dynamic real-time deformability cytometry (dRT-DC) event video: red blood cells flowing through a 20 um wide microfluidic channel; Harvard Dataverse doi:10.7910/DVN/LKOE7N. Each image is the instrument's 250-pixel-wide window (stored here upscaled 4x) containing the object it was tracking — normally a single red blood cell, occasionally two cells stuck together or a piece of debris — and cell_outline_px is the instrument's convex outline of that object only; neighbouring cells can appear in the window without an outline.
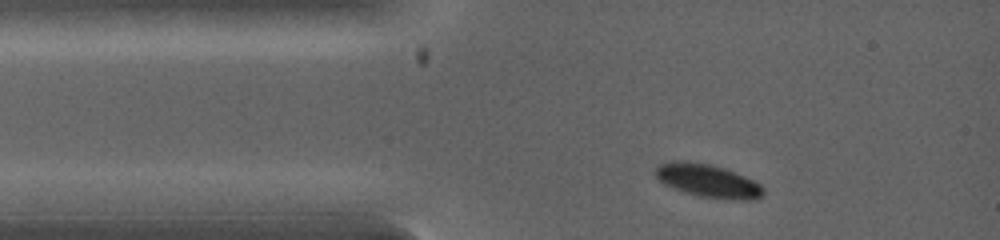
{"species": "common noctule bat (a hibernating species)", "species_latin": "Nyctalus noctula", "temperature_condition": "warm", "stored_images_in_passage": 2, "camera_frame_rate_fps": 5000, "um_per_image_px": 0.085, "animal": {"sex": "female", "body_mass_g": 19.0, "forearm_length_mm": 53.3}, "frame": {"image": 1, "passage_image": 1, "time_ms": 0.0, "image_size_px": [1000, 240], "cell_outline_px": [[764, 196], [756, 200], [740, 200], [700, 196], [684, 192], [672, 188], [664, 184], [656, 176], [656, 168], [660, 164], [672, 160], [684, 160], [708, 164], [724, 168], [744, 176], [760, 184], [764, 188]], "centroid_in_image_um": [60.19, 15.37], "position_along_channel_um": 24.8, "area_um2": 20.81}}
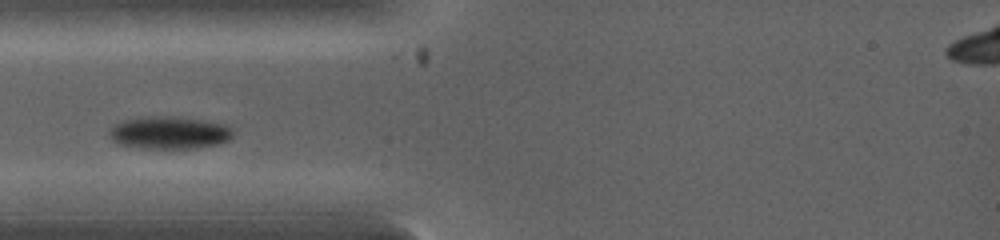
{"frame": {"image": 2, "passage_image": 2, "time_ms": 1.2, "image_size_px": [1000, 240], "cell_outline_px": [[232, 136], [228, 140], [216, 144], [196, 148], [140, 148], [116, 144], [108, 136], [108, 128], [124, 120], [140, 116], [172, 116], [228, 124], [232, 128]], "centroid_in_image_um": [14.33, 11.27], "position_along_channel_um": 70.7, "area_um2": 23.7}}